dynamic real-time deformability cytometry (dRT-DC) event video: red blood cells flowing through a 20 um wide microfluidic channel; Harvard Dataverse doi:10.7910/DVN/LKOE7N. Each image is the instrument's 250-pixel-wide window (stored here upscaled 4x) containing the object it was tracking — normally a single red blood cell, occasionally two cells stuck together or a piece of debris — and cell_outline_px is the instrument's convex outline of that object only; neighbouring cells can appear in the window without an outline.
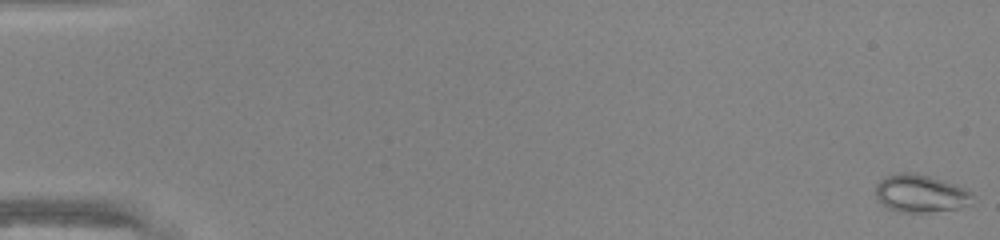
{"species": "common noctule bat (a hibernating species)", "species_latin": "Nyctalus noctula", "temperature_condition": "warm", "stored_images_in_passage": 49, "camera_frame_rate_fps": 3000, "um_per_image_px": 0.085, "animal": {"sex": "male", "body_mass_g": 20.0, "forearm_length_mm": 53.3}, "frame": {"image": 1, "passage_image": 1, "time_ms": 0.0, "image_size_px": [1000, 240], "cell_outline_px": [[972, 196], [964, 204], [956, 208], [928, 212], [900, 212], [888, 208], [876, 196], [876, 184], [880, 180], [888, 176], [904, 172], [912, 172], [960, 188], [968, 192]], "centroid_in_image_um": [78.11, 16.46], "position_along_channel_um": 6.9, "area_um2": 19.94}}
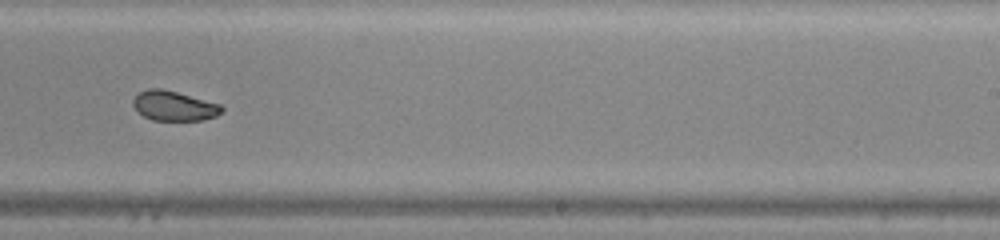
{"frame": {"image": 2, "passage_image": 32, "time_ms": 10.333, "image_size_px": [1000, 240], "cell_outline_px": [[224, 108], [216, 116], [204, 120], [152, 120], [144, 116], [132, 104], [132, 100], [140, 92], [148, 88], [160, 88], [176, 92], [220, 104]], "centroid_in_image_um": [14.79, 9.0], "position_along_channel_um": 274.2, "area_um2": 15.14}}
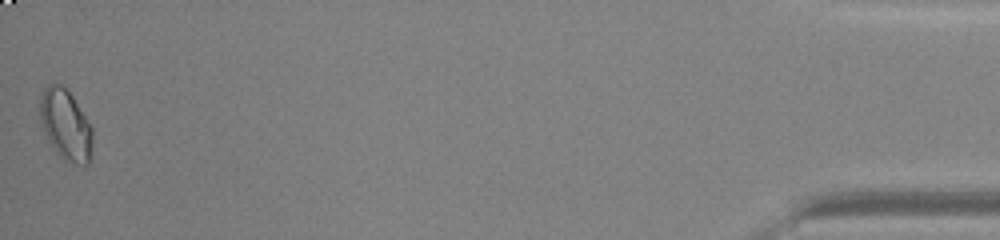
{"frame": {"image": 3, "passage_image": 49, "time_ms": 16.0, "image_size_px": [1000, 240], "cell_outline_px": [[92, 144], [88, 164], [76, 164], [64, 160], [60, 156], [52, 144], [40, 120], [40, 96], [44, 88], [48, 84], [56, 80], [72, 96], [92, 128]], "centroid_in_image_um": [5.57, 10.57], "position_along_channel_um": 429.6, "area_um2": 21.15}, "authors_computed_cell_mechanics": {"area_um2": 17.3978, "velocity_mm_per_s": 4.313, "shape_relaxation_time_tau1_ms": null, "shape_relaxation_time_tau2_ms": 2.1033, "deformation_change_tau1": null, "deformation_change_tau2": 0.0464}}